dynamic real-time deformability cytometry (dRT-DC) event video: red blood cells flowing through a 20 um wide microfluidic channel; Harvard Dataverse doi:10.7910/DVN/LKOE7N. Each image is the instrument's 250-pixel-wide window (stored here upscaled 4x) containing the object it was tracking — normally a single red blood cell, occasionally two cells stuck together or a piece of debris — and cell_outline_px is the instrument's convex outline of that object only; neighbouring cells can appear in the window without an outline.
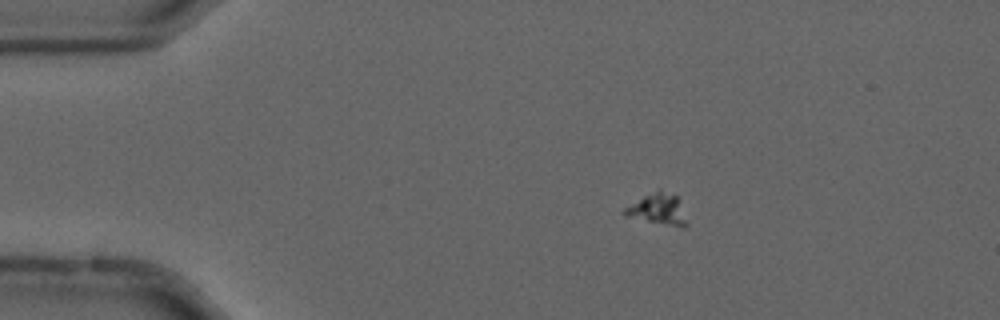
{"species": "common noctule bat (a hibernating species)", "species_latin": "Nyctalus noctula", "temperature_condition": "cold", "stored_images_in_passage": 53, "camera_frame_rate_fps": 3000, "um_per_image_px": 0.085, "animal": {"sex": "male", "forearm_length_mm": 52.5}, "frame": {"image": 1, "passage_image": 7, "time_ms": 2.0, "image_size_px": [1000, 320], "cell_outline_px": [[688, 224], [684, 228], [680, 228], [624, 216], [620, 212], [624, 208], [644, 196], [660, 188], [676, 196], [680, 200]], "centroid_in_image_um": [55.94, 17.8], "position_along_channel_um": 29.1, "area_um2": 11.5}}
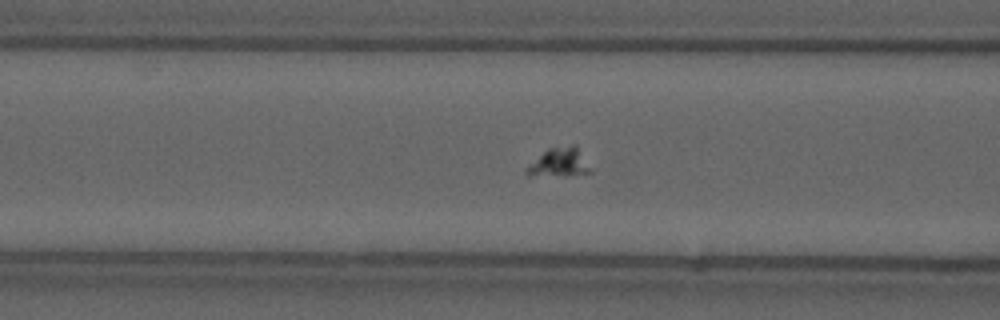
{"frame": {"image": 2, "passage_image": 19, "time_ms": 6.0, "image_size_px": [1000, 320], "cell_outline_px": [[592, 172], [568, 176], [528, 176], [524, 172], [524, 168], [548, 148], [572, 144], [576, 148], [592, 168]], "centroid_in_image_um": [47.49, 13.85], "position_along_channel_um": 119.1, "area_um2": 10.87}}
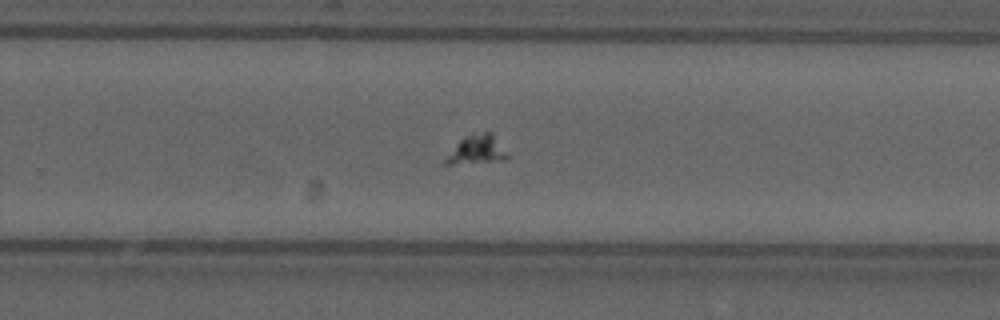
{"frame": {"image": 3, "passage_image": 33, "time_ms": 10.667, "image_size_px": [1000, 320], "cell_outline_px": [[508, 156], [504, 160], [452, 164], [444, 164], [444, 160], [456, 144], [460, 140], [468, 136], [484, 132], [492, 132], [508, 152]], "centroid_in_image_um": [40.57, 12.73], "position_along_channel_um": 289.2, "area_um2": 10.12}}